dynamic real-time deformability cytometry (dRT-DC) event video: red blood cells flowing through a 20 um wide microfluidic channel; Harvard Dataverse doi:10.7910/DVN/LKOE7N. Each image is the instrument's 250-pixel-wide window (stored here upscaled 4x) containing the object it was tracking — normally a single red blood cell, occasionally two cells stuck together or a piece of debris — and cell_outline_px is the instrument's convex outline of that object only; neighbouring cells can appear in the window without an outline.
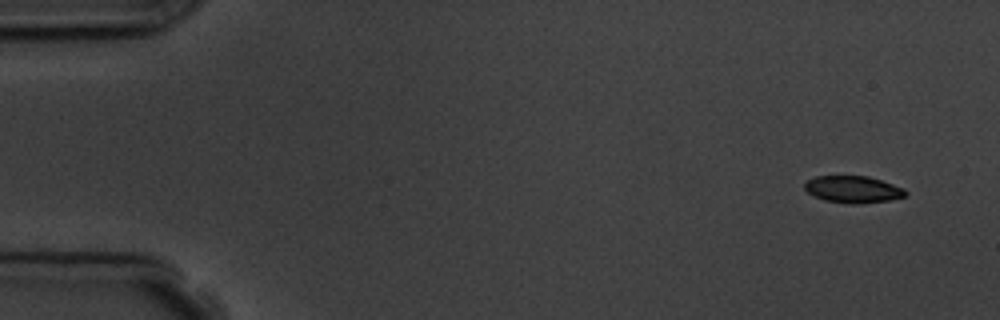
{"species": "common noctule bat (a hibernating species)", "species_latin": "Nyctalus noctula", "temperature_condition": "room temperature", "stored_images_in_passage": 6, "camera_frame_rate_fps": 3000, "um_per_image_px": 0.085, "animal": {"sex": "male", "body_mass_g": 19.5, "forearm_length_mm": 54.6}, "frame": {"image": 1, "passage_image": 1, "time_ms": 0.0, "image_size_px": [1000, 320], "cell_outline_px": [[908, 192], [904, 196], [888, 200], [856, 204], [852, 204], [824, 200], [808, 192], [804, 188], [804, 184], [808, 180], [816, 176], [868, 176], [904, 188]], "centroid_in_image_um": [72.5, 16.09], "position_along_channel_um": 12.5, "area_um2": 15.61}}
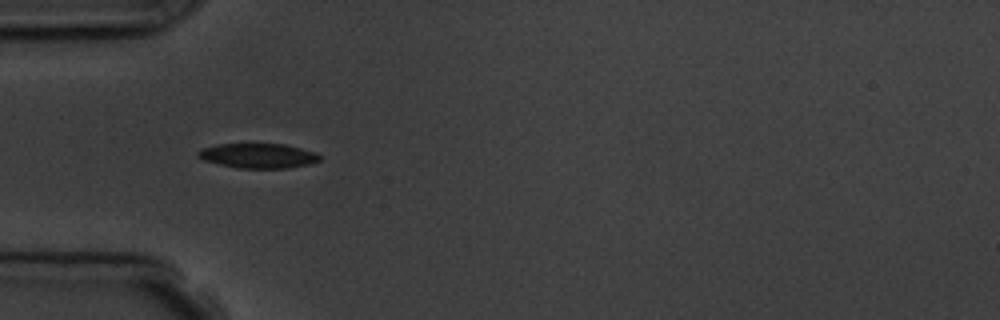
{"frame": {"image": 2, "passage_image": 5, "time_ms": 4.667, "image_size_px": [1000, 320], "cell_outline_px": [[324, 156], [320, 160], [308, 164], [288, 168], [236, 168], [204, 160], [196, 156], [196, 152], [200, 148], [216, 144], [284, 144], [316, 152]], "centroid_in_image_um": [21.93, 13.23], "position_along_channel_um": 63.1, "area_um2": 17.69}}